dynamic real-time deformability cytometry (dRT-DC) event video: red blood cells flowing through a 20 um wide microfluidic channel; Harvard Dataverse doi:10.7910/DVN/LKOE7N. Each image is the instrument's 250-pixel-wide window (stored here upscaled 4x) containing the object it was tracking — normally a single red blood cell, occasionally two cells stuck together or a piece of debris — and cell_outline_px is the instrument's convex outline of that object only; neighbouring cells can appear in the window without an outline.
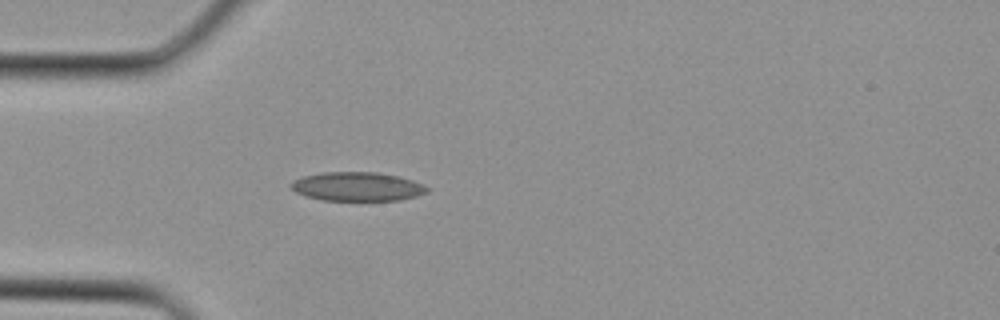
{"species": "Egyptian fruit bat (a non-hibernating species)", "species_latin": "Rousettus aegyptiacus", "temperature_condition": "cold", "stored_images_in_passage": 1, "camera_frame_rate_fps": 3000, "um_per_image_px": 0.085, "animal": {"sex": "female"}, "frame": {"image": 1, "passage_image": 1, "time_ms": 0.0, "image_size_px": [1000, 320], "cell_outline_px": [[428, 192], [416, 196], [400, 200], [324, 200], [308, 196], [296, 192], [288, 184], [292, 180], [304, 176], [320, 172], [376, 172], [396, 176], [412, 180], [424, 184], [428, 188]], "centroid_in_image_um": [30.36, 15.85], "position_along_channel_um": 54.6, "area_um2": 22.83}}